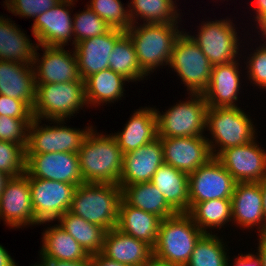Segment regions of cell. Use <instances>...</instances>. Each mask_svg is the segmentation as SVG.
<instances>
[{
    "instance_id": "7a4b0ae2",
    "label": "cell",
    "mask_w": 266,
    "mask_h": 266,
    "mask_svg": "<svg viewBox=\"0 0 266 266\" xmlns=\"http://www.w3.org/2000/svg\"><path fill=\"white\" fill-rule=\"evenodd\" d=\"M137 24H132L126 33L134 44L141 69L150 76L158 67L169 65L173 45L182 30L178 23Z\"/></svg>"
},
{
    "instance_id": "836d02e7",
    "label": "cell",
    "mask_w": 266,
    "mask_h": 266,
    "mask_svg": "<svg viewBox=\"0 0 266 266\" xmlns=\"http://www.w3.org/2000/svg\"><path fill=\"white\" fill-rule=\"evenodd\" d=\"M175 4L176 0H130L127 6L132 24L138 23L139 18L143 23L171 24L181 21Z\"/></svg>"
},
{
    "instance_id": "60d3db41",
    "label": "cell",
    "mask_w": 266,
    "mask_h": 266,
    "mask_svg": "<svg viewBox=\"0 0 266 266\" xmlns=\"http://www.w3.org/2000/svg\"><path fill=\"white\" fill-rule=\"evenodd\" d=\"M62 0H5L4 6L14 16L35 19L40 14L56 6Z\"/></svg>"
},
{
    "instance_id": "7dc6e473",
    "label": "cell",
    "mask_w": 266,
    "mask_h": 266,
    "mask_svg": "<svg viewBox=\"0 0 266 266\" xmlns=\"http://www.w3.org/2000/svg\"><path fill=\"white\" fill-rule=\"evenodd\" d=\"M259 243L257 247V254L260 256L262 266H266V233L258 234Z\"/></svg>"
},
{
    "instance_id": "74e56055",
    "label": "cell",
    "mask_w": 266,
    "mask_h": 266,
    "mask_svg": "<svg viewBox=\"0 0 266 266\" xmlns=\"http://www.w3.org/2000/svg\"><path fill=\"white\" fill-rule=\"evenodd\" d=\"M74 46L76 43L107 33L111 28L88 6L73 14Z\"/></svg>"
},
{
    "instance_id": "ba28073f",
    "label": "cell",
    "mask_w": 266,
    "mask_h": 266,
    "mask_svg": "<svg viewBox=\"0 0 266 266\" xmlns=\"http://www.w3.org/2000/svg\"><path fill=\"white\" fill-rule=\"evenodd\" d=\"M168 67L187 87V94H203L207 90L213 65L186 31L176 39Z\"/></svg>"
},
{
    "instance_id": "9a60e30c",
    "label": "cell",
    "mask_w": 266,
    "mask_h": 266,
    "mask_svg": "<svg viewBox=\"0 0 266 266\" xmlns=\"http://www.w3.org/2000/svg\"><path fill=\"white\" fill-rule=\"evenodd\" d=\"M0 219L13 229L35 226L27 172L11 177L6 183L0 196Z\"/></svg>"
},
{
    "instance_id": "816d5d0a",
    "label": "cell",
    "mask_w": 266,
    "mask_h": 266,
    "mask_svg": "<svg viewBox=\"0 0 266 266\" xmlns=\"http://www.w3.org/2000/svg\"><path fill=\"white\" fill-rule=\"evenodd\" d=\"M143 266H176L152 256Z\"/></svg>"
},
{
    "instance_id": "ffe728a7",
    "label": "cell",
    "mask_w": 266,
    "mask_h": 266,
    "mask_svg": "<svg viewBox=\"0 0 266 266\" xmlns=\"http://www.w3.org/2000/svg\"><path fill=\"white\" fill-rule=\"evenodd\" d=\"M232 202V224L237 227L254 230L258 234L265 233V219L263 216V198L260 182H237Z\"/></svg>"
},
{
    "instance_id": "db71d44e",
    "label": "cell",
    "mask_w": 266,
    "mask_h": 266,
    "mask_svg": "<svg viewBox=\"0 0 266 266\" xmlns=\"http://www.w3.org/2000/svg\"><path fill=\"white\" fill-rule=\"evenodd\" d=\"M11 177L8 176L7 174L3 173L2 171H0V196L3 192V189L6 185V183L8 182V180L10 179Z\"/></svg>"
},
{
    "instance_id": "d6986e66",
    "label": "cell",
    "mask_w": 266,
    "mask_h": 266,
    "mask_svg": "<svg viewBox=\"0 0 266 266\" xmlns=\"http://www.w3.org/2000/svg\"><path fill=\"white\" fill-rule=\"evenodd\" d=\"M125 31L111 28L107 33L95 36L75 44L78 69L82 80L109 68V57L115 42Z\"/></svg>"
},
{
    "instance_id": "4fadbf2b",
    "label": "cell",
    "mask_w": 266,
    "mask_h": 266,
    "mask_svg": "<svg viewBox=\"0 0 266 266\" xmlns=\"http://www.w3.org/2000/svg\"><path fill=\"white\" fill-rule=\"evenodd\" d=\"M43 51L39 58V50ZM73 52V53H72ZM36 84L67 83L82 81L73 50L64 47L38 45L33 60Z\"/></svg>"
},
{
    "instance_id": "bcb514c9",
    "label": "cell",
    "mask_w": 266,
    "mask_h": 266,
    "mask_svg": "<svg viewBox=\"0 0 266 266\" xmlns=\"http://www.w3.org/2000/svg\"><path fill=\"white\" fill-rule=\"evenodd\" d=\"M91 266H129L104 257L101 253L91 255Z\"/></svg>"
},
{
    "instance_id": "603a6c76",
    "label": "cell",
    "mask_w": 266,
    "mask_h": 266,
    "mask_svg": "<svg viewBox=\"0 0 266 266\" xmlns=\"http://www.w3.org/2000/svg\"><path fill=\"white\" fill-rule=\"evenodd\" d=\"M100 253L119 263L143 266L153 256V248L146 242L125 234L115 227L106 232Z\"/></svg>"
},
{
    "instance_id": "7c38bea8",
    "label": "cell",
    "mask_w": 266,
    "mask_h": 266,
    "mask_svg": "<svg viewBox=\"0 0 266 266\" xmlns=\"http://www.w3.org/2000/svg\"><path fill=\"white\" fill-rule=\"evenodd\" d=\"M188 182L189 203L231 199L237 183L216 157L190 173Z\"/></svg>"
},
{
    "instance_id": "277c9868",
    "label": "cell",
    "mask_w": 266,
    "mask_h": 266,
    "mask_svg": "<svg viewBox=\"0 0 266 266\" xmlns=\"http://www.w3.org/2000/svg\"><path fill=\"white\" fill-rule=\"evenodd\" d=\"M253 123L239 106L208 107L206 130L211 134V139L207 137V141L212 156L217 157L226 148L244 145L256 139L257 129Z\"/></svg>"
},
{
    "instance_id": "1f68e13d",
    "label": "cell",
    "mask_w": 266,
    "mask_h": 266,
    "mask_svg": "<svg viewBox=\"0 0 266 266\" xmlns=\"http://www.w3.org/2000/svg\"><path fill=\"white\" fill-rule=\"evenodd\" d=\"M56 221L59 222L58 225L69 233L89 255L99 254L101 252L107 232L106 229L92 224L69 211L60 216Z\"/></svg>"
},
{
    "instance_id": "8fae6325",
    "label": "cell",
    "mask_w": 266,
    "mask_h": 266,
    "mask_svg": "<svg viewBox=\"0 0 266 266\" xmlns=\"http://www.w3.org/2000/svg\"><path fill=\"white\" fill-rule=\"evenodd\" d=\"M30 184L31 202L35 226L56 221L69 211L76 185L40 178L27 173Z\"/></svg>"
},
{
    "instance_id": "ee69618b",
    "label": "cell",
    "mask_w": 266,
    "mask_h": 266,
    "mask_svg": "<svg viewBox=\"0 0 266 266\" xmlns=\"http://www.w3.org/2000/svg\"><path fill=\"white\" fill-rule=\"evenodd\" d=\"M239 255V256H238ZM237 257H235L233 261V265H231L230 260L228 262L227 266H262V261L260 256L255 253H246V254H239L238 253Z\"/></svg>"
},
{
    "instance_id": "f35d334b",
    "label": "cell",
    "mask_w": 266,
    "mask_h": 266,
    "mask_svg": "<svg viewBox=\"0 0 266 266\" xmlns=\"http://www.w3.org/2000/svg\"><path fill=\"white\" fill-rule=\"evenodd\" d=\"M0 171L10 177L23 175L26 172V149L0 140Z\"/></svg>"
},
{
    "instance_id": "9c48e42d",
    "label": "cell",
    "mask_w": 266,
    "mask_h": 266,
    "mask_svg": "<svg viewBox=\"0 0 266 266\" xmlns=\"http://www.w3.org/2000/svg\"><path fill=\"white\" fill-rule=\"evenodd\" d=\"M189 96L188 101H180L165 110L166 112L161 113L155 109L158 137L204 136L208 105L203 94Z\"/></svg>"
},
{
    "instance_id": "f5cc1de1",
    "label": "cell",
    "mask_w": 266,
    "mask_h": 266,
    "mask_svg": "<svg viewBox=\"0 0 266 266\" xmlns=\"http://www.w3.org/2000/svg\"><path fill=\"white\" fill-rule=\"evenodd\" d=\"M260 187L262 191V198H263V216L265 219V233H266V179L260 181Z\"/></svg>"
},
{
    "instance_id": "5bb4252c",
    "label": "cell",
    "mask_w": 266,
    "mask_h": 266,
    "mask_svg": "<svg viewBox=\"0 0 266 266\" xmlns=\"http://www.w3.org/2000/svg\"><path fill=\"white\" fill-rule=\"evenodd\" d=\"M253 140L226 148L216 158L236 182H260L266 179V150Z\"/></svg>"
},
{
    "instance_id": "8d00e7d4",
    "label": "cell",
    "mask_w": 266,
    "mask_h": 266,
    "mask_svg": "<svg viewBox=\"0 0 266 266\" xmlns=\"http://www.w3.org/2000/svg\"><path fill=\"white\" fill-rule=\"evenodd\" d=\"M89 3L86 6L103 19L110 28L126 32L132 25L129 7H124L121 0H90Z\"/></svg>"
},
{
    "instance_id": "52a82bcc",
    "label": "cell",
    "mask_w": 266,
    "mask_h": 266,
    "mask_svg": "<svg viewBox=\"0 0 266 266\" xmlns=\"http://www.w3.org/2000/svg\"><path fill=\"white\" fill-rule=\"evenodd\" d=\"M52 126L40 125L42 119L33 118L28 129L26 154H44L56 152L78 153L93 126L85 129L64 126L67 120H46ZM55 124H57L55 126Z\"/></svg>"
},
{
    "instance_id": "d4e9b609",
    "label": "cell",
    "mask_w": 266,
    "mask_h": 266,
    "mask_svg": "<svg viewBox=\"0 0 266 266\" xmlns=\"http://www.w3.org/2000/svg\"><path fill=\"white\" fill-rule=\"evenodd\" d=\"M0 94L35 105L36 82L33 65L0 60Z\"/></svg>"
},
{
    "instance_id": "ab89813d",
    "label": "cell",
    "mask_w": 266,
    "mask_h": 266,
    "mask_svg": "<svg viewBox=\"0 0 266 266\" xmlns=\"http://www.w3.org/2000/svg\"><path fill=\"white\" fill-rule=\"evenodd\" d=\"M32 119L0 116V140L22 145L26 149Z\"/></svg>"
},
{
    "instance_id": "30bf717a",
    "label": "cell",
    "mask_w": 266,
    "mask_h": 266,
    "mask_svg": "<svg viewBox=\"0 0 266 266\" xmlns=\"http://www.w3.org/2000/svg\"><path fill=\"white\" fill-rule=\"evenodd\" d=\"M230 18L203 21L198 34H187L200 47L212 65L226 64L240 60V37ZM239 57V58H238ZM238 58V59H237Z\"/></svg>"
},
{
    "instance_id": "7bdbcfd3",
    "label": "cell",
    "mask_w": 266,
    "mask_h": 266,
    "mask_svg": "<svg viewBox=\"0 0 266 266\" xmlns=\"http://www.w3.org/2000/svg\"><path fill=\"white\" fill-rule=\"evenodd\" d=\"M0 116L33 118V113L24 101L0 94Z\"/></svg>"
},
{
    "instance_id": "4dcf8cb0",
    "label": "cell",
    "mask_w": 266,
    "mask_h": 266,
    "mask_svg": "<svg viewBox=\"0 0 266 266\" xmlns=\"http://www.w3.org/2000/svg\"><path fill=\"white\" fill-rule=\"evenodd\" d=\"M40 259L78 261L90 255L61 226L55 224L47 227L42 233Z\"/></svg>"
},
{
    "instance_id": "484cf974",
    "label": "cell",
    "mask_w": 266,
    "mask_h": 266,
    "mask_svg": "<svg viewBox=\"0 0 266 266\" xmlns=\"http://www.w3.org/2000/svg\"><path fill=\"white\" fill-rule=\"evenodd\" d=\"M161 221L162 219L155 214L132 207L121 198L116 228L123 233L142 240L153 248Z\"/></svg>"
},
{
    "instance_id": "681fc988",
    "label": "cell",
    "mask_w": 266,
    "mask_h": 266,
    "mask_svg": "<svg viewBox=\"0 0 266 266\" xmlns=\"http://www.w3.org/2000/svg\"><path fill=\"white\" fill-rule=\"evenodd\" d=\"M253 6H255L253 13L256 14L253 20L256 22L260 17L266 15V0H254Z\"/></svg>"
},
{
    "instance_id": "2e32d148",
    "label": "cell",
    "mask_w": 266,
    "mask_h": 266,
    "mask_svg": "<svg viewBox=\"0 0 266 266\" xmlns=\"http://www.w3.org/2000/svg\"><path fill=\"white\" fill-rule=\"evenodd\" d=\"M77 1L62 0L34 19L32 35L38 45L65 47L73 38L71 43L74 46L73 17L70 9Z\"/></svg>"
},
{
    "instance_id": "f6af8a7d",
    "label": "cell",
    "mask_w": 266,
    "mask_h": 266,
    "mask_svg": "<svg viewBox=\"0 0 266 266\" xmlns=\"http://www.w3.org/2000/svg\"><path fill=\"white\" fill-rule=\"evenodd\" d=\"M47 266H91V255L78 261H64L55 259H41Z\"/></svg>"
},
{
    "instance_id": "3957f363",
    "label": "cell",
    "mask_w": 266,
    "mask_h": 266,
    "mask_svg": "<svg viewBox=\"0 0 266 266\" xmlns=\"http://www.w3.org/2000/svg\"><path fill=\"white\" fill-rule=\"evenodd\" d=\"M121 187L111 183H83L77 186L69 212L107 231L118 221Z\"/></svg>"
},
{
    "instance_id": "83f0119b",
    "label": "cell",
    "mask_w": 266,
    "mask_h": 266,
    "mask_svg": "<svg viewBox=\"0 0 266 266\" xmlns=\"http://www.w3.org/2000/svg\"><path fill=\"white\" fill-rule=\"evenodd\" d=\"M151 183L165 197L167 203L177 213L189 211L188 174L163 163L153 175Z\"/></svg>"
},
{
    "instance_id": "d6a6232c",
    "label": "cell",
    "mask_w": 266,
    "mask_h": 266,
    "mask_svg": "<svg viewBox=\"0 0 266 266\" xmlns=\"http://www.w3.org/2000/svg\"><path fill=\"white\" fill-rule=\"evenodd\" d=\"M188 214L203 233L212 234V230H220L232 221V202L231 199H213L189 203Z\"/></svg>"
},
{
    "instance_id": "c3c4849f",
    "label": "cell",
    "mask_w": 266,
    "mask_h": 266,
    "mask_svg": "<svg viewBox=\"0 0 266 266\" xmlns=\"http://www.w3.org/2000/svg\"><path fill=\"white\" fill-rule=\"evenodd\" d=\"M0 266H18L8 251L0 244Z\"/></svg>"
},
{
    "instance_id": "d590c367",
    "label": "cell",
    "mask_w": 266,
    "mask_h": 266,
    "mask_svg": "<svg viewBox=\"0 0 266 266\" xmlns=\"http://www.w3.org/2000/svg\"><path fill=\"white\" fill-rule=\"evenodd\" d=\"M226 246L217 234L204 233L197 241L186 266H227L230 257Z\"/></svg>"
},
{
    "instance_id": "11a10c76",
    "label": "cell",
    "mask_w": 266,
    "mask_h": 266,
    "mask_svg": "<svg viewBox=\"0 0 266 266\" xmlns=\"http://www.w3.org/2000/svg\"><path fill=\"white\" fill-rule=\"evenodd\" d=\"M37 264V265H36ZM39 264V265H38ZM32 266V265H31ZM33 266H47L44 262L40 261V263H35Z\"/></svg>"
},
{
    "instance_id": "f546056e",
    "label": "cell",
    "mask_w": 266,
    "mask_h": 266,
    "mask_svg": "<svg viewBox=\"0 0 266 266\" xmlns=\"http://www.w3.org/2000/svg\"><path fill=\"white\" fill-rule=\"evenodd\" d=\"M119 186L121 198L132 207L155 214L162 220L177 214L151 182Z\"/></svg>"
},
{
    "instance_id": "44dd1931",
    "label": "cell",
    "mask_w": 266,
    "mask_h": 266,
    "mask_svg": "<svg viewBox=\"0 0 266 266\" xmlns=\"http://www.w3.org/2000/svg\"><path fill=\"white\" fill-rule=\"evenodd\" d=\"M164 163L161 139L123 154V169L119 185L151 182L156 170Z\"/></svg>"
},
{
    "instance_id": "b9f144b4",
    "label": "cell",
    "mask_w": 266,
    "mask_h": 266,
    "mask_svg": "<svg viewBox=\"0 0 266 266\" xmlns=\"http://www.w3.org/2000/svg\"><path fill=\"white\" fill-rule=\"evenodd\" d=\"M247 77L250 83L258 88L266 89V43L260 44L254 52L246 57Z\"/></svg>"
},
{
    "instance_id": "6da1fadb",
    "label": "cell",
    "mask_w": 266,
    "mask_h": 266,
    "mask_svg": "<svg viewBox=\"0 0 266 266\" xmlns=\"http://www.w3.org/2000/svg\"><path fill=\"white\" fill-rule=\"evenodd\" d=\"M77 154L84 183L119 185L123 152L111 134L97 133L93 128Z\"/></svg>"
},
{
    "instance_id": "8992f818",
    "label": "cell",
    "mask_w": 266,
    "mask_h": 266,
    "mask_svg": "<svg viewBox=\"0 0 266 266\" xmlns=\"http://www.w3.org/2000/svg\"><path fill=\"white\" fill-rule=\"evenodd\" d=\"M86 106L85 81L36 84L33 118L45 120H70Z\"/></svg>"
},
{
    "instance_id": "f907efd6",
    "label": "cell",
    "mask_w": 266,
    "mask_h": 266,
    "mask_svg": "<svg viewBox=\"0 0 266 266\" xmlns=\"http://www.w3.org/2000/svg\"><path fill=\"white\" fill-rule=\"evenodd\" d=\"M256 22H257L256 23L257 27H255V28L260 29V31L258 30V33L259 32L262 33L261 36H263L262 37L263 39H261V40L264 41V40H266V15H264L263 17H260ZM264 43H266V41Z\"/></svg>"
},
{
    "instance_id": "cb8c5ba5",
    "label": "cell",
    "mask_w": 266,
    "mask_h": 266,
    "mask_svg": "<svg viewBox=\"0 0 266 266\" xmlns=\"http://www.w3.org/2000/svg\"><path fill=\"white\" fill-rule=\"evenodd\" d=\"M132 114L122 132L111 134L123 154L132 152L158 138L155 107H142Z\"/></svg>"
},
{
    "instance_id": "5b68a950",
    "label": "cell",
    "mask_w": 266,
    "mask_h": 266,
    "mask_svg": "<svg viewBox=\"0 0 266 266\" xmlns=\"http://www.w3.org/2000/svg\"><path fill=\"white\" fill-rule=\"evenodd\" d=\"M204 233L188 213H177L161 221L153 256L176 266H186Z\"/></svg>"
},
{
    "instance_id": "ac0fdd59",
    "label": "cell",
    "mask_w": 266,
    "mask_h": 266,
    "mask_svg": "<svg viewBox=\"0 0 266 266\" xmlns=\"http://www.w3.org/2000/svg\"><path fill=\"white\" fill-rule=\"evenodd\" d=\"M159 138L162 142L164 163L188 175L213 157L207 136Z\"/></svg>"
},
{
    "instance_id": "e575fe53",
    "label": "cell",
    "mask_w": 266,
    "mask_h": 266,
    "mask_svg": "<svg viewBox=\"0 0 266 266\" xmlns=\"http://www.w3.org/2000/svg\"><path fill=\"white\" fill-rule=\"evenodd\" d=\"M109 69L121 74L129 82H140L148 76L141 69L134 44L126 32L115 42L109 57Z\"/></svg>"
},
{
    "instance_id": "4316f807",
    "label": "cell",
    "mask_w": 266,
    "mask_h": 266,
    "mask_svg": "<svg viewBox=\"0 0 266 266\" xmlns=\"http://www.w3.org/2000/svg\"><path fill=\"white\" fill-rule=\"evenodd\" d=\"M12 22L0 15V60L33 65L38 44L32 43L30 37Z\"/></svg>"
},
{
    "instance_id": "f1b7e54d",
    "label": "cell",
    "mask_w": 266,
    "mask_h": 266,
    "mask_svg": "<svg viewBox=\"0 0 266 266\" xmlns=\"http://www.w3.org/2000/svg\"><path fill=\"white\" fill-rule=\"evenodd\" d=\"M124 76L107 68L89 76L85 80V99L87 107L114 103L124 96ZM90 104V105H89ZM102 104V105H101Z\"/></svg>"
},
{
    "instance_id": "e0dca14e",
    "label": "cell",
    "mask_w": 266,
    "mask_h": 266,
    "mask_svg": "<svg viewBox=\"0 0 266 266\" xmlns=\"http://www.w3.org/2000/svg\"><path fill=\"white\" fill-rule=\"evenodd\" d=\"M26 172L32 178L54 180L76 186L84 183L77 153L26 154Z\"/></svg>"
},
{
    "instance_id": "7402d4cb",
    "label": "cell",
    "mask_w": 266,
    "mask_h": 266,
    "mask_svg": "<svg viewBox=\"0 0 266 266\" xmlns=\"http://www.w3.org/2000/svg\"><path fill=\"white\" fill-rule=\"evenodd\" d=\"M239 60L213 65L207 90L203 93L208 107H238L242 73Z\"/></svg>"
}]
</instances>
